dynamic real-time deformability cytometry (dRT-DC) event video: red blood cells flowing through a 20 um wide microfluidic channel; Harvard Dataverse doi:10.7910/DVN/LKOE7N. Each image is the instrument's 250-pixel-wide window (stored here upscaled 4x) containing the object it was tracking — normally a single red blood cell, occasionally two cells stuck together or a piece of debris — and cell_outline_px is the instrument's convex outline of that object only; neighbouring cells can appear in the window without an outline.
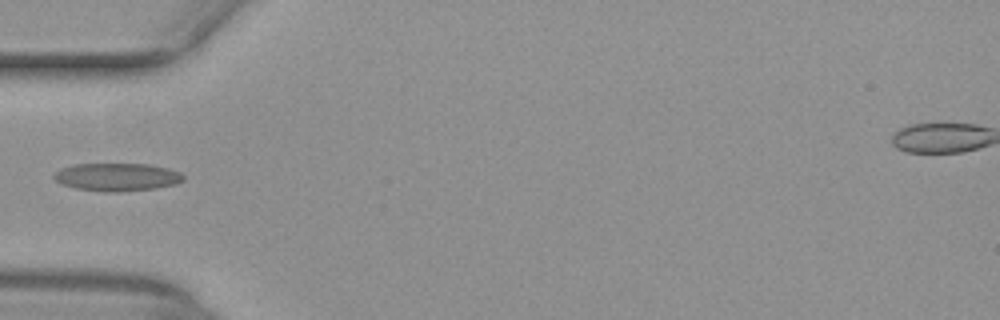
{"species": "common noctule bat (a hibernating species)", "species_latin": "Nyctalus noctula", "temperature_condition": "warm", "stored_images_in_passage": 35, "camera_frame_rate_fps": 3000, "um_per_image_px": 0.085, "animal": {"sex": "female", "body_mass_g": 29.2, "forearm_length_mm": 56.3}, "frame": {"image": 1, "passage_image": 1, "time_ms": 0.0, "image_size_px": [1000, 320], "cell_outline_px": [[184, 180], [176, 184], [156, 188], [120, 192], [104, 192], [76, 188], [60, 184], [52, 176], [60, 168], [72, 164], [148, 164], [168, 168], [180, 172], [184, 176]], "centroid_in_image_um": [9.94, 15.05], "position_along_channel_um": 75.1, "area_um2": 21.21}}
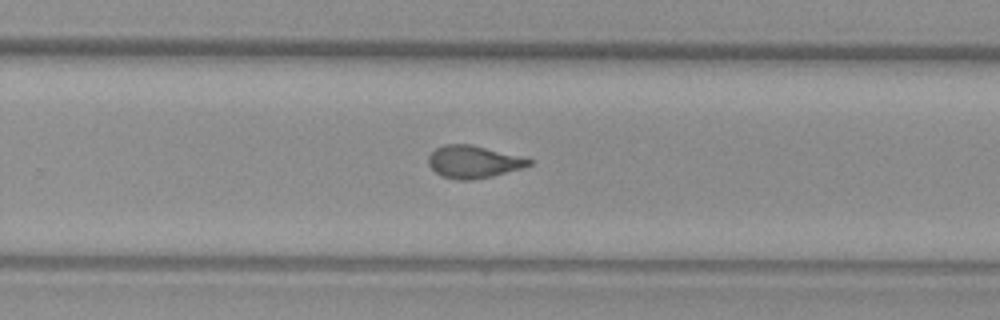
{"frame": {"image": 2, "passage_image": 17, "time_ms": 5.333, "image_size_px": [1000, 320], "cell_outline_px": [[532, 164], [520, 168], [492, 176], [472, 180], [456, 180], [440, 176], [428, 164], [428, 156], [436, 148], [444, 144], [468, 144], [532, 160]], "centroid_in_image_um": [40.15, 13.77], "position_along_channel_um": 289.6, "area_um2": 18.55}}
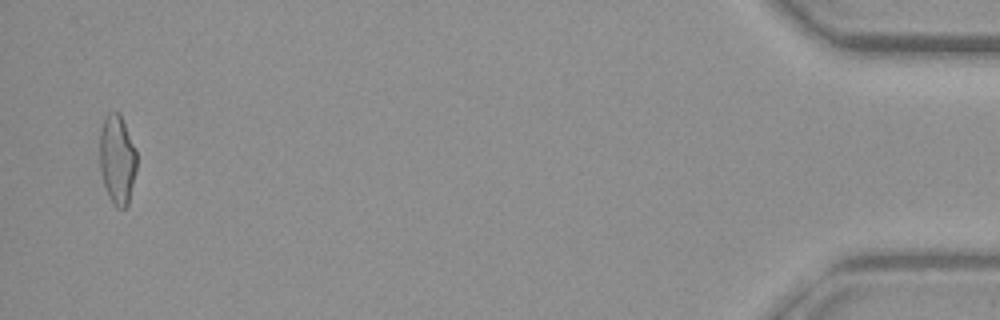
{"frame": {"image": 3, "passage_image": 34, "time_ms": 11.0, "image_size_px": [1000, 320], "cell_outline_px": [[136, 168], [128, 204], [124, 208], [116, 208], [112, 204], [108, 196], [100, 172], [100, 128], [104, 116], [108, 112], [120, 112], [136, 148]], "centroid_in_image_um": [9.95, 13.52], "position_along_channel_um": 425.2, "area_um2": 19.54}}